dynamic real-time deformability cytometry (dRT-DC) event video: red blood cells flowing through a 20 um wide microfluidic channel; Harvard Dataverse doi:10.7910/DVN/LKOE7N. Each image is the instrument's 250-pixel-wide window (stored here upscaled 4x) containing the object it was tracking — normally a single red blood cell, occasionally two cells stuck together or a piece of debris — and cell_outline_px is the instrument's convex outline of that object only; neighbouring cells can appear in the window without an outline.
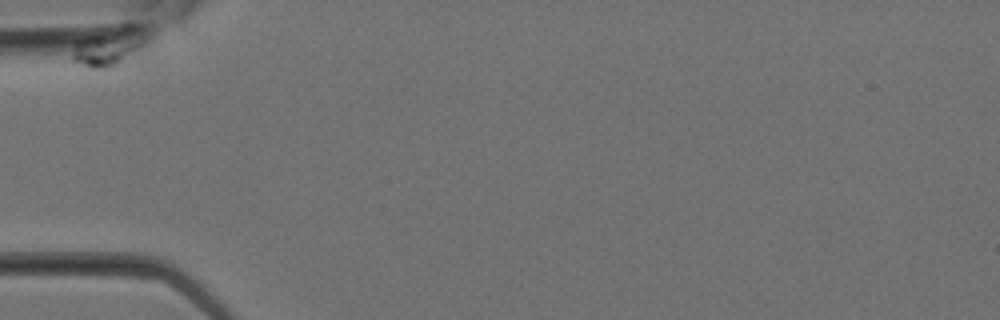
{"species": "Egyptian fruit bat (a non-hibernating species)", "species_latin": "Rousettus aegyptiacus", "temperature_condition": "room temperature", "stored_images_in_passage": 16, "camera_frame_rate_fps": 3000, "um_per_image_px": 0.085, "animal": {"sex": "female"}, "frame": {"image": 1, "passage_image": 1, "time_ms": 0.0, "image_size_px": [1000, 320], "cell_outline_px": [[140, 44], [120, 60], [108, 68], [92, 68], [72, 60], [72, 56], [76, 44], [80, 40], [88, 36], [100, 36]], "centroid_in_image_um": [8.61, 4.37], "position_along_channel_um": 76.4, "area_um2": 10.64}}
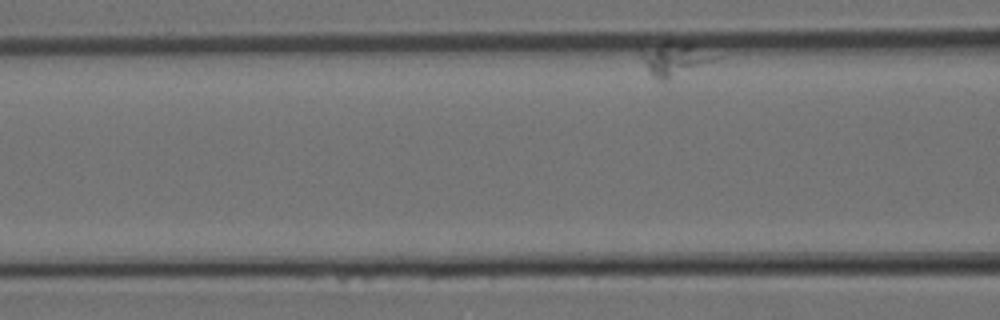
{"frame": {"image": 2, "passage_image": 5, "time_ms": 1.333, "image_size_px": [1000, 320], "cell_outline_px": [[716, 60], [668, 80], [660, 80], [652, 76], [640, 52], [664, 40], [684, 40]], "centroid_in_image_um": [57.26, 5.0], "position_along_channel_um": 109.3, "area_um2": 13.64}}